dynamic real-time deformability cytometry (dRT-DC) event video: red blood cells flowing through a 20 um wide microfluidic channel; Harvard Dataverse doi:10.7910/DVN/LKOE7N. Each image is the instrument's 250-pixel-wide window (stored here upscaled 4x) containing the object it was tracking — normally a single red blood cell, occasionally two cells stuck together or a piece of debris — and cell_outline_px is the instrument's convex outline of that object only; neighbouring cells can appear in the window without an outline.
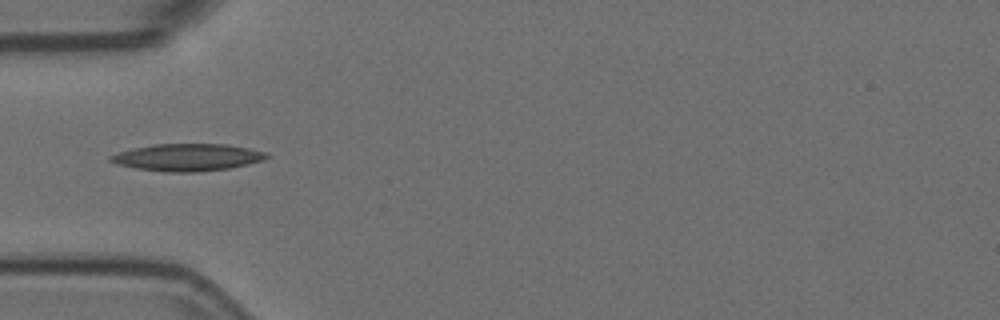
{"species": "Egyptian fruit bat (a non-hibernating species)", "species_latin": "Rousettus aegyptiacus", "temperature_condition": "room temperature", "stored_images_in_passage": 1, "camera_frame_rate_fps": 3000, "um_per_image_px": 0.085, "animal": {"sex": "female"}, "frame": {"image": 1, "passage_image": 1, "time_ms": 0.0, "image_size_px": [1000, 320], "cell_outline_px": [[272, 156], [264, 160], [248, 164], [228, 168], [196, 172], [164, 172], [136, 168], [116, 164], [108, 160], [108, 156], [116, 152], [132, 148], [156, 144], [228, 144], [268, 152]], "centroid_in_image_um": [15.93, 13.37], "position_along_channel_um": 69.1, "area_um2": 24.97}}